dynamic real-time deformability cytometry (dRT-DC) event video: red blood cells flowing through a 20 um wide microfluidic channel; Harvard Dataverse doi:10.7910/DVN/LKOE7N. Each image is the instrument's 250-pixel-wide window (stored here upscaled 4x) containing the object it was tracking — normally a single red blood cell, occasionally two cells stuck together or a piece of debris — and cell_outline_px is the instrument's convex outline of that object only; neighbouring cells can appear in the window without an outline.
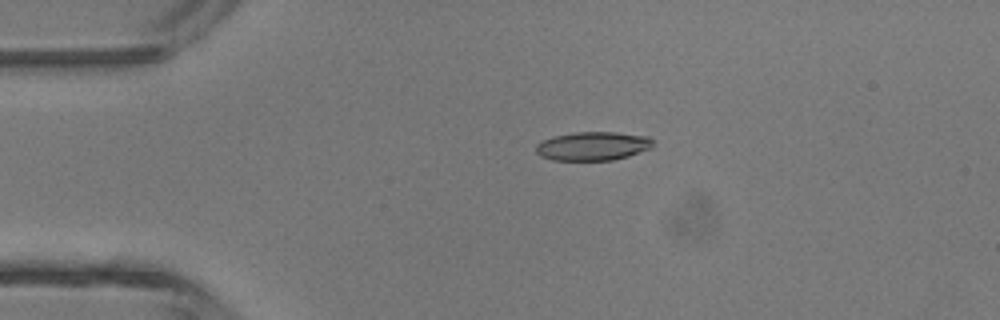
{"species": "common noctule bat (a hibernating species)", "species_latin": "Nyctalus noctula", "temperature_condition": "room temperature", "stored_images_in_passage": 4, "camera_frame_rate_fps": 3000, "um_per_image_px": 0.085, "animal": {"sex": "male", "body_mass_g": 13.3}, "frame": {"image": 1, "passage_image": 3, "time_ms": 2.333, "image_size_px": [1000, 320], "cell_outline_px": [[652, 148], [628, 156], [612, 160], [552, 160], [540, 156], [536, 152], [536, 144], [552, 136], [576, 132], [616, 132], [648, 136], [652, 140]], "centroid_in_image_um": [50.38, 12.41], "position_along_channel_um": 34.6, "area_um2": 19.59}}